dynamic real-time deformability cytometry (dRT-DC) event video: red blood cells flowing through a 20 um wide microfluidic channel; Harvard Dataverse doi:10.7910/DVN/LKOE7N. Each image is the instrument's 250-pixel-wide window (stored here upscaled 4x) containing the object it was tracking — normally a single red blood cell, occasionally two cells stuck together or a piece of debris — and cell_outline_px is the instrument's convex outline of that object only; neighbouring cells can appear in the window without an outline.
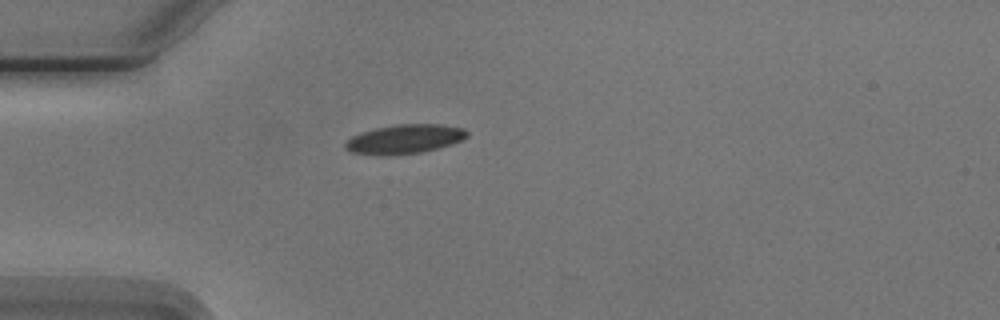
{"species": "Egyptian fruit bat (a non-hibernating species)", "species_latin": "Rousettus aegyptiacus", "temperature_condition": "cold", "stored_images_in_passage": 1, "camera_frame_rate_fps": 3000, "um_per_image_px": 0.085, "animal": {"sex": "male"}, "frame": {"image": 1, "passage_image": 1, "time_ms": 0.0, "image_size_px": [1000, 320], "cell_outline_px": [[468, 136], [452, 144], [424, 152], [384, 156], [376, 156], [352, 152], [344, 148], [344, 144], [352, 136], [376, 128], [396, 124], [440, 124], [464, 128], [468, 132]], "centroid_in_image_um": [34.39, 11.83], "position_along_channel_um": 50.6, "area_um2": 20.81}}